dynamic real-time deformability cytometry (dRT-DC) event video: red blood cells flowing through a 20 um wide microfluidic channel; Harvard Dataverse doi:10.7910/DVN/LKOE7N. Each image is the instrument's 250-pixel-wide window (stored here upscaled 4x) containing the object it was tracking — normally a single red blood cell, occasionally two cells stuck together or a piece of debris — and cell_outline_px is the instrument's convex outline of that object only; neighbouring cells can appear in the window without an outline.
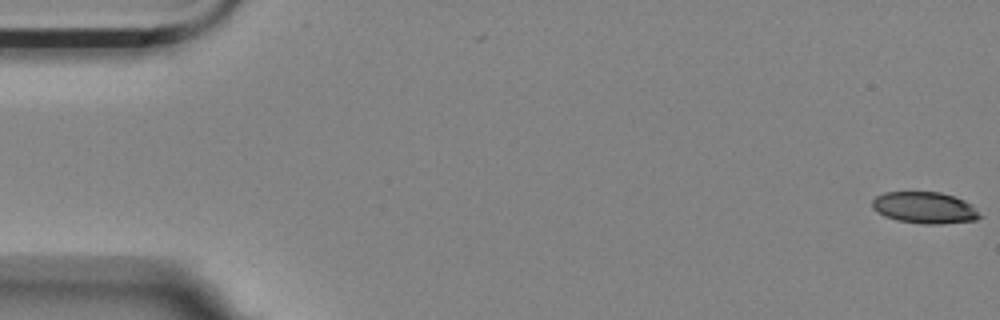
{"species": "Egyptian fruit bat (a non-hibernating species)", "species_latin": "Rousettus aegyptiacus", "temperature_condition": "room temperature", "stored_images_in_passage": 57, "camera_frame_rate_fps": 3000, "um_per_image_px": 0.085, "animal": {"sex": "female"}, "frame": {"image": 1, "passage_image": 1, "time_ms": 0.0, "image_size_px": [1000, 320], "cell_outline_px": [[984, 216], [976, 220], [940, 224], [924, 224], [896, 220], [884, 216], [876, 212], [872, 208], [872, 200], [876, 196], [884, 192], [940, 192], [964, 200], [972, 204]], "centroid_in_image_um": [78.61, 17.66], "position_along_channel_um": 6.4, "area_um2": 20.0}}
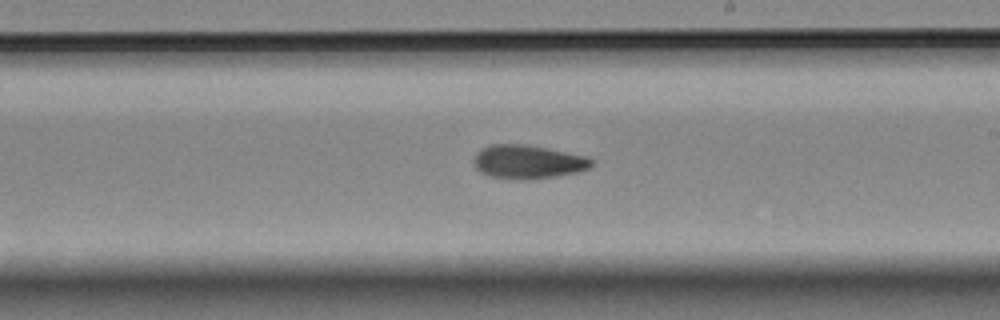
{"frame": {"image": 2, "passage_image": 33, "time_ms": 10.667, "image_size_px": [1000, 320], "cell_outline_px": [[592, 164], [588, 168], [576, 172], [556, 176], [488, 176], [480, 172], [472, 164], [472, 160], [476, 152], [480, 148], [492, 144], [528, 144], [588, 156], [592, 160]], "centroid_in_image_um": [44.84, 13.68], "position_along_channel_um": 244.2, "area_um2": 22.37}}
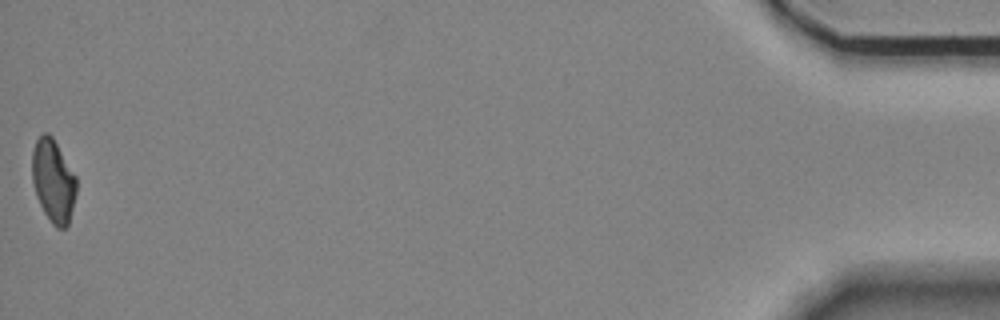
{"frame": {"image": 3, "passage_image": 57, "time_ms": 18.667, "image_size_px": [1000, 320], "cell_outline_px": [[76, 192], [68, 224], [64, 228], [56, 228], [52, 224], [44, 212], [36, 196], [32, 180], [32, 152], [36, 140], [44, 132], [48, 132], [52, 136], [76, 176]], "centroid_in_image_um": [4.51, 15.36], "position_along_channel_um": 430.7, "area_um2": 21.27}}